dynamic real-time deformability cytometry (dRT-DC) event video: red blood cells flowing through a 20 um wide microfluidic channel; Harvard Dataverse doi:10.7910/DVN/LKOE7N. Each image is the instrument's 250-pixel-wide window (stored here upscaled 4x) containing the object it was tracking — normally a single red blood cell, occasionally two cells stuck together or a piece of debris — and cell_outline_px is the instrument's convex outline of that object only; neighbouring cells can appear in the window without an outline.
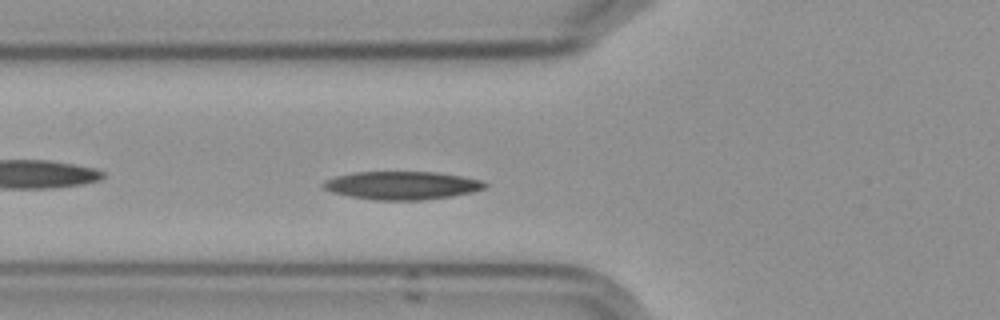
{"species": "Egyptian fruit bat (a non-hibernating species)", "species_latin": "Rousettus aegyptiacus", "temperature_condition": "cold", "stored_images_in_passage": 44, "camera_frame_rate_fps": 3000, "um_per_image_px": 0.085, "frame": {"image": 1, "passage_image": 7, "time_ms": 2.0, "image_size_px": [1000, 320], "cell_outline_px": [[488, 184], [484, 188], [472, 192], [452, 196], [420, 200], [372, 200], [348, 196], [332, 192], [324, 188], [320, 184], [324, 180], [336, 176], [352, 172], [436, 172], [484, 180]], "centroid_in_image_um": [34.14, 15.76], "position_along_channel_um": 91.7, "area_um2": 26.65}}